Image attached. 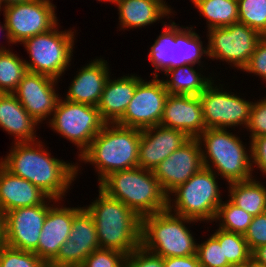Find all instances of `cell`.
<instances>
[{"label": "cell", "mask_w": 266, "mask_h": 267, "mask_svg": "<svg viewBox=\"0 0 266 267\" xmlns=\"http://www.w3.org/2000/svg\"><path fill=\"white\" fill-rule=\"evenodd\" d=\"M194 7L205 18L207 30L238 22V0H202Z\"/></svg>", "instance_id": "obj_29"}, {"label": "cell", "mask_w": 266, "mask_h": 267, "mask_svg": "<svg viewBox=\"0 0 266 267\" xmlns=\"http://www.w3.org/2000/svg\"><path fill=\"white\" fill-rule=\"evenodd\" d=\"M258 179L253 177L227 184L228 196L226 197L252 216L266 212V185Z\"/></svg>", "instance_id": "obj_28"}, {"label": "cell", "mask_w": 266, "mask_h": 267, "mask_svg": "<svg viewBox=\"0 0 266 267\" xmlns=\"http://www.w3.org/2000/svg\"><path fill=\"white\" fill-rule=\"evenodd\" d=\"M229 267H248V262L244 264H235V265H230Z\"/></svg>", "instance_id": "obj_49"}, {"label": "cell", "mask_w": 266, "mask_h": 267, "mask_svg": "<svg viewBox=\"0 0 266 267\" xmlns=\"http://www.w3.org/2000/svg\"><path fill=\"white\" fill-rule=\"evenodd\" d=\"M212 233L211 235L218 242H223L224 257L231 265L244 264L251 259V251L242 234L229 232L218 227Z\"/></svg>", "instance_id": "obj_32"}, {"label": "cell", "mask_w": 266, "mask_h": 267, "mask_svg": "<svg viewBox=\"0 0 266 267\" xmlns=\"http://www.w3.org/2000/svg\"><path fill=\"white\" fill-rule=\"evenodd\" d=\"M208 61L224 62L242 71L247 65L262 35L242 23L207 30Z\"/></svg>", "instance_id": "obj_12"}, {"label": "cell", "mask_w": 266, "mask_h": 267, "mask_svg": "<svg viewBox=\"0 0 266 267\" xmlns=\"http://www.w3.org/2000/svg\"><path fill=\"white\" fill-rule=\"evenodd\" d=\"M120 30L140 29L159 22L164 24L176 11L164 0H114ZM162 21V22H161Z\"/></svg>", "instance_id": "obj_23"}, {"label": "cell", "mask_w": 266, "mask_h": 267, "mask_svg": "<svg viewBox=\"0 0 266 267\" xmlns=\"http://www.w3.org/2000/svg\"><path fill=\"white\" fill-rule=\"evenodd\" d=\"M58 82L49 76L27 71L12 94L39 125L47 124L61 97Z\"/></svg>", "instance_id": "obj_16"}, {"label": "cell", "mask_w": 266, "mask_h": 267, "mask_svg": "<svg viewBox=\"0 0 266 267\" xmlns=\"http://www.w3.org/2000/svg\"><path fill=\"white\" fill-rule=\"evenodd\" d=\"M39 126L12 93H0V128L11 135L12 143L39 140Z\"/></svg>", "instance_id": "obj_25"}, {"label": "cell", "mask_w": 266, "mask_h": 267, "mask_svg": "<svg viewBox=\"0 0 266 267\" xmlns=\"http://www.w3.org/2000/svg\"><path fill=\"white\" fill-rule=\"evenodd\" d=\"M191 223L198 221L169 209L146 215L141 218V246L162 258L194 255L199 241L190 230Z\"/></svg>", "instance_id": "obj_7"}, {"label": "cell", "mask_w": 266, "mask_h": 267, "mask_svg": "<svg viewBox=\"0 0 266 267\" xmlns=\"http://www.w3.org/2000/svg\"><path fill=\"white\" fill-rule=\"evenodd\" d=\"M160 125L197 138L207 129L199 96L168 94Z\"/></svg>", "instance_id": "obj_21"}, {"label": "cell", "mask_w": 266, "mask_h": 267, "mask_svg": "<svg viewBox=\"0 0 266 267\" xmlns=\"http://www.w3.org/2000/svg\"><path fill=\"white\" fill-rule=\"evenodd\" d=\"M77 70L64 99L97 107L105 84L112 73L109 63L100 56L91 59Z\"/></svg>", "instance_id": "obj_22"}, {"label": "cell", "mask_w": 266, "mask_h": 267, "mask_svg": "<svg viewBox=\"0 0 266 267\" xmlns=\"http://www.w3.org/2000/svg\"><path fill=\"white\" fill-rule=\"evenodd\" d=\"M141 129L105 123L90 146L77 158V177L82 163L95 166L98 184L109 174L139 167ZM79 163H78V162Z\"/></svg>", "instance_id": "obj_2"}, {"label": "cell", "mask_w": 266, "mask_h": 267, "mask_svg": "<svg viewBox=\"0 0 266 267\" xmlns=\"http://www.w3.org/2000/svg\"><path fill=\"white\" fill-rule=\"evenodd\" d=\"M243 236L251 252L259 246L266 245V212L253 217Z\"/></svg>", "instance_id": "obj_39"}, {"label": "cell", "mask_w": 266, "mask_h": 267, "mask_svg": "<svg viewBox=\"0 0 266 267\" xmlns=\"http://www.w3.org/2000/svg\"><path fill=\"white\" fill-rule=\"evenodd\" d=\"M96 1H97V2H101V3H102V2H105V3H106V2H107V3L109 2V3L111 4V3H113L114 0H96Z\"/></svg>", "instance_id": "obj_50"}, {"label": "cell", "mask_w": 266, "mask_h": 267, "mask_svg": "<svg viewBox=\"0 0 266 267\" xmlns=\"http://www.w3.org/2000/svg\"><path fill=\"white\" fill-rule=\"evenodd\" d=\"M163 267H201L197 255L163 258Z\"/></svg>", "instance_id": "obj_42"}, {"label": "cell", "mask_w": 266, "mask_h": 267, "mask_svg": "<svg viewBox=\"0 0 266 267\" xmlns=\"http://www.w3.org/2000/svg\"><path fill=\"white\" fill-rule=\"evenodd\" d=\"M4 219L5 214L0 208V245H2L4 241Z\"/></svg>", "instance_id": "obj_44"}, {"label": "cell", "mask_w": 266, "mask_h": 267, "mask_svg": "<svg viewBox=\"0 0 266 267\" xmlns=\"http://www.w3.org/2000/svg\"><path fill=\"white\" fill-rule=\"evenodd\" d=\"M242 71L259 77V80L261 78L262 81H266V36H262L259 40L255 51Z\"/></svg>", "instance_id": "obj_38"}, {"label": "cell", "mask_w": 266, "mask_h": 267, "mask_svg": "<svg viewBox=\"0 0 266 267\" xmlns=\"http://www.w3.org/2000/svg\"><path fill=\"white\" fill-rule=\"evenodd\" d=\"M250 141L258 136L266 135V96L259 97L257 101L252 102L250 117L247 127Z\"/></svg>", "instance_id": "obj_37"}, {"label": "cell", "mask_w": 266, "mask_h": 267, "mask_svg": "<svg viewBox=\"0 0 266 267\" xmlns=\"http://www.w3.org/2000/svg\"><path fill=\"white\" fill-rule=\"evenodd\" d=\"M248 267H266L263 264L257 263L252 258L248 261Z\"/></svg>", "instance_id": "obj_47"}, {"label": "cell", "mask_w": 266, "mask_h": 267, "mask_svg": "<svg viewBox=\"0 0 266 267\" xmlns=\"http://www.w3.org/2000/svg\"><path fill=\"white\" fill-rule=\"evenodd\" d=\"M26 72L24 58L12 48L0 50V93H13Z\"/></svg>", "instance_id": "obj_30"}, {"label": "cell", "mask_w": 266, "mask_h": 267, "mask_svg": "<svg viewBox=\"0 0 266 267\" xmlns=\"http://www.w3.org/2000/svg\"><path fill=\"white\" fill-rule=\"evenodd\" d=\"M47 198L31 182L13 175L0 164V208L4 214L17 208L42 204Z\"/></svg>", "instance_id": "obj_26"}, {"label": "cell", "mask_w": 266, "mask_h": 267, "mask_svg": "<svg viewBox=\"0 0 266 267\" xmlns=\"http://www.w3.org/2000/svg\"><path fill=\"white\" fill-rule=\"evenodd\" d=\"M7 5L5 4L4 0H0V15L3 12V16H5V11H6Z\"/></svg>", "instance_id": "obj_48"}, {"label": "cell", "mask_w": 266, "mask_h": 267, "mask_svg": "<svg viewBox=\"0 0 266 267\" xmlns=\"http://www.w3.org/2000/svg\"><path fill=\"white\" fill-rule=\"evenodd\" d=\"M251 258L266 266V245L259 246L251 252Z\"/></svg>", "instance_id": "obj_43"}, {"label": "cell", "mask_w": 266, "mask_h": 267, "mask_svg": "<svg viewBox=\"0 0 266 267\" xmlns=\"http://www.w3.org/2000/svg\"><path fill=\"white\" fill-rule=\"evenodd\" d=\"M32 0H4L5 4L7 6L13 5V4H18V3H26Z\"/></svg>", "instance_id": "obj_45"}, {"label": "cell", "mask_w": 266, "mask_h": 267, "mask_svg": "<svg viewBox=\"0 0 266 267\" xmlns=\"http://www.w3.org/2000/svg\"><path fill=\"white\" fill-rule=\"evenodd\" d=\"M219 205L215 224L223 230L244 235L254 216L239 208L229 198Z\"/></svg>", "instance_id": "obj_31"}, {"label": "cell", "mask_w": 266, "mask_h": 267, "mask_svg": "<svg viewBox=\"0 0 266 267\" xmlns=\"http://www.w3.org/2000/svg\"><path fill=\"white\" fill-rule=\"evenodd\" d=\"M206 69V66L185 64L167 70L161 79L169 94L199 96L217 78L214 71L205 75Z\"/></svg>", "instance_id": "obj_27"}, {"label": "cell", "mask_w": 266, "mask_h": 267, "mask_svg": "<svg viewBox=\"0 0 266 267\" xmlns=\"http://www.w3.org/2000/svg\"><path fill=\"white\" fill-rule=\"evenodd\" d=\"M62 201L64 200H56L48 209L39 237L37 256L47 266L57 257L61 246L68 240L72 220L83 208L81 205L67 207Z\"/></svg>", "instance_id": "obj_19"}, {"label": "cell", "mask_w": 266, "mask_h": 267, "mask_svg": "<svg viewBox=\"0 0 266 267\" xmlns=\"http://www.w3.org/2000/svg\"><path fill=\"white\" fill-rule=\"evenodd\" d=\"M11 144L6 156L0 158V164L13 175L31 182L49 198L65 200L77 178V163L53 156L41 139Z\"/></svg>", "instance_id": "obj_1"}, {"label": "cell", "mask_w": 266, "mask_h": 267, "mask_svg": "<svg viewBox=\"0 0 266 267\" xmlns=\"http://www.w3.org/2000/svg\"><path fill=\"white\" fill-rule=\"evenodd\" d=\"M0 267H48L34 252L0 245Z\"/></svg>", "instance_id": "obj_35"}, {"label": "cell", "mask_w": 266, "mask_h": 267, "mask_svg": "<svg viewBox=\"0 0 266 267\" xmlns=\"http://www.w3.org/2000/svg\"><path fill=\"white\" fill-rule=\"evenodd\" d=\"M47 125L50 130L76 146L79 158L105 122L97 107L65 100L62 95Z\"/></svg>", "instance_id": "obj_10"}, {"label": "cell", "mask_w": 266, "mask_h": 267, "mask_svg": "<svg viewBox=\"0 0 266 267\" xmlns=\"http://www.w3.org/2000/svg\"><path fill=\"white\" fill-rule=\"evenodd\" d=\"M189 139L185 132L160 124L141 130L138 150L139 167L153 171L159 163Z\"/></svg>", "instance_id": "obj_20"}, {"label": "cell", "mask_w": 266, "mask_h": 267, "mask_svg": "<svg viewBox=\"0 0 266 267\" xmlns=\"http://www.w3.org/2000/svg\"><path fill=\"white\" fill-rule=\"evenodd\" d=\"M231 131L208 128L197 137L203 166L215 172L226 184L257 177L252 171L251 141L247 146L238 136L239 131Z\"/></svg>", "instance_id": "obj_4"}, {"label": "cell", "mask_w": 266, "mask_h": 267, "mask_svg": "<svg viewBox=\"0 0 266 267\" xmlns=\"http://www.w3.org/2000/svg\"><path fill=\"white\" fill-rule=\"evenodd\" d=\"M190 1H191V3H192L193 6H194L197 2L202 1V0H190Z\"/></svg>", "instance_id": "obj_51"}, {"label": "cell", "mask_w": 266, "mask_h": 267, "mask_svg": "<svg viewBox=\"0 0 266 267\" xmlns=\"http://www.w3.org/2000/svg\"><path fill=\"white\" fill-rule=\"evenodd\" d=\"M97 186L107 196L123 202L140 218L168 209V195L154 172L141 167L113 172Z\"/></svg>", "instance_id": "obj_6"}, {"label": "cell", "mask_w": 266, "mask_h": 267, "mask_svg": "<svg viewBox=\"0 0 266 267\" xmlns=\"http://www.w3.org/2000/svg\"><path fill=\"white\" fill-rule=\"evenodd\" d=\"M97 191L98 197L84 207L96 224L100 248L130 254L141 246V218L123 202Z\"/></svg>", "instance_id": "obj_3"}, {"label": "cell", "mask_w": 266, "mask_h": 267, "mask_svg": "<svg viewBox=\"0 0 266 267\" xmlns=\"http://www.w3.org/2000/svg\"><path fill=\"white\" fill-rule=\"evenodd\" d=\"M60 27L58 23L48 32L27 38L21 43L30 58H24L27 71L62 81L61 78L72 66L78 31L74 26L68 30H61Z\"/></svg>", "instance_id": "obj_8"}, {"label": "cell", "mask_w": 266, "mask_h": 267, "mask_svg": "<svg viewBox=\"0 0 266 267\" xmlns=\"http://www.w3.org/2000/svg\"><path fill=\"white\" fill-rule=\"evenodd\" d=\"M220 81L219 83L216 81ZM215 79L200 95L203 119L206 128L239 129L247 127L252 100H247L238 92L229 91V86ZM225 86V88H224ZM227 87V89H226ZM238 93V95H237ZM243 97V98H242ZM239 126V128H238ZM243 129H240V128Z\"/></svg>", "instance_id": "obj_11"}, {"label": "cell", "mask_w": 266, "mask_h": 267, "mask_svg": "<svg viewBox=\"0 0 266 267\" xmlns=\"http://www.w3.org/2000/svg\"><path fill=\"white\" fill-rule=\"evenodd\" d=\"M136 73L116 78L109 76L97 105L105 123H116L133 99L137 84L143 79Z\"/></svg>", "instance_id": "obj_24"}, {"label": "cell", "mask_w": 266, "mask_h": 267, "mask_svg": "<svg viewBox=\"0 0 266 267\" xmlns=\"http://www.w3.org/2000/svg\"><path fill=\"white\" fill-rule=\"evenodd\" d=\"M100 249L96 224L84 207L74 216L68 240L48 267H81L85 259Z\"/></svg>", "instance_id": "obj_17"}, {"label": "cell", "mask_w": 266, "mask_h": 267, "mask_svg": "<svg viewBox=\"0 0 266 267\" xmlns=\"http://www.w3.org/2000/svg\"><path fill=\"white\" fill-rule=\"evenodd\" d=\"M218 179L221 178L215 172L203 167L168 195V209L200 223L212 224L224 200Z\"/></svg>", "instance_id": "obj_9"}, {"label": "cell", "mask_w": 266, "mask_h": 267, "mask_svg": "<svg viewBox=\"0 0 266 267\" xmlns=\"http://www.w3.org/2000/svg\"><path fill=\"white\" fill-rule=\"evenodd\" d=\"M125 267H163V258L139 246L127 255Z\"/></svg>", "instance_id": "obj_40"}, {"label": "cell", "mask_w": 266, "mask_h": 267, "mask_svg": "<svg viewBox=\"0 0 266 267\" xmlns=\"http://www.w3.org/2000/svg\"><path fill=\"white\" fill-rule=\"evenodd\" d=\"M197 243L196 255L201 267H229L231 264L224 257L223 242H218L211 234Z\"/></svg>", "instance_id": "obj_34"}, {"label": "cell", "mask_w": 266, "mask_h": 267, "mask_svg": "<svg viewBox=\"0 0 266 267\" xmlns=\"http://www.w3.org/2000/svg\"><path fill=\"white\" fill-rule=\"evenodd\" d=\"M168 20L169 22L166 21L162 24V32L148 50V62H151L150 64L154 68L150 78L152 76L160 77V72L164 74L169 69L185 64L196 66L209 64H205L204 60V58H209L207 43H203L201 34L195 31L196 27L193 25H190L191 27L189 25L180 26L172 19Z\"/></svg>", "instance_id": "obj_5"}, {"label": "cell", "mask_w": 266, "mask_h": 267, "mask_svg": "<svg viewBox=\"0 0 266 267\" xmlns=\"http://www.w3.org/2000/svg\"><path fill=\"white\" fill-rule=\"evenodd\" d=\"M127 255L113 249L94 250L81 267H125Z\"/></svg>", "instance_id": "obj_36"}, {"label": "cell", "mask_w": 266, "mask_h": 267, "mask_svg": "<svg viewBox=\"0 0 266 267\" xmlns=\"http://www.w3.org/2000/svg\"><path fill=\"white\" fill-rule=\"evenodd\" d=\"M168 94L161 77L142 79L124 115L116 123L141 130L159 125Z\"/></svg>", "instance_id": "obj_14"}, {"label": "cell", "mask_w": 266, "mask_h": 267, "mask_svg": "<svg viewBox=\"0 0 266 267\" xmlns=\"http://www.w3.org/2000/svg\"><path fill=\"white\" fill-rule=\"evenodd\" d=\"M252 154V171L256 173L254 168L261 172L263 178L266 176V135L258 136L251 140Z\"/></svg>", "instance_id": "obj_41"}, {"label": "cell", "mask_w": 266, "mask_h": 267, "mask_svg": "<svg viewBox=\"0 0 266 267\" xmlns=\"http://www.w3.org/2000/svg\"><path fill=\"white\" fill-rule=\"evenodd\" d=\"M238 22L266 36V0H238Z\"/></svg>", "instance_id": "obj_33"}, {"label": "cell", "mask_w": 266, "mask_h": 267, "mask_svg": "<svg viewBox=\"0 0 266 267\" xmlns=\"http://www.w3.org/2000/svg\"><path fill=\"white\" fill-rule=\"evenodd\" d=\"M201 147L197 138H190L153 170L164 192L169 195L203 168Z\"/></svg>", "instance_id": "obj_18"}, {"label": "cell", "mask_w": 266, "mask_h": 267, "mask_svg": "<svg viewBox=\"0 0 266 267\" xmlns=\"http://www.w3.org/2000/svg\"><path fill=\"white\" fill-rule=\"evenodd\" d=\"M53 3L50 0H32L7 6L3 17L7 31L3 34L5 37L1 36L7 41V48L54 28L59 20Z\"/></svg>", "instance_id": "obj_13"}, {"label": "cell", "mask_w": 266, "mask_h": 267, "mask_svg": "<svg viewBox=\"0 0 266 267\" xmlns=\"http://www.w3.org/2000/svg\"><path fill=\"white\" fill-rule=\"evenodd\" d=\"M5 31H7V28H6V25H5V22H3V24H1L0 22V33H4ZM4 44H0V50H5V49H8L6 48L7 46H3Z\"/></svg>", "instance_id": "obj_46"}, {"label": "cell", "mask_w": 266, "mask_h": 267, "mask_svg": "<svg viewBox=\"0 0 266 267\" xmlns=\"http://www.w3.org/2000/svg\"><path fill=\"white\" fill-rule=\"evenodd\" d=\"M56 201L47 198L42 204L21 207L5 213L3 244L37 255L39 237L48 209Z\"/></svg>", "instance_id": "obj_15"}]
</instances>
